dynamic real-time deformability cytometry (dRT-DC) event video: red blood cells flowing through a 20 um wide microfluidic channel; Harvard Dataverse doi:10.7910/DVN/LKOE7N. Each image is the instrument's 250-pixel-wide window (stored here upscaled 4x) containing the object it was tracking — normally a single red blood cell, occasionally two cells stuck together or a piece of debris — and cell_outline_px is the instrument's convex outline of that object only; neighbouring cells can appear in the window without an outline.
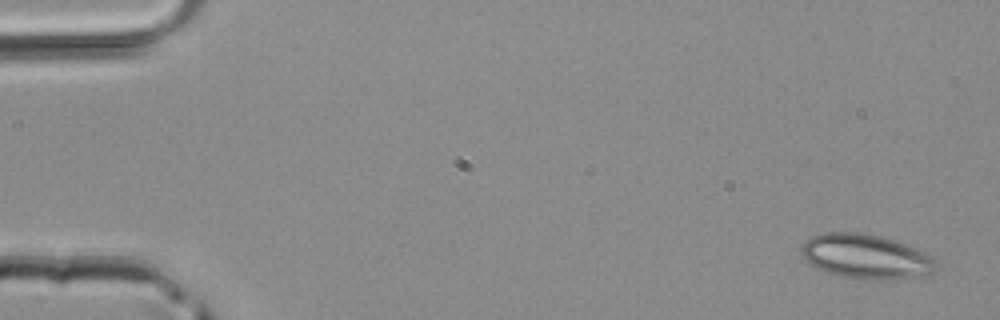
{"species": "common noctule bat (a hibernating species)", "species_latin": "Nyctalus noctula", "temperature_condition": "room temperature", "stored_images_in_passage": 4, "camera_frame_rate_fps": 3000, "um_per_image_px": 0.085, "animal": {"sex": "male", "body_mass_g": 20.4}, "frame": {"image": 1, "passage_image": 1, "time_ms": 0.0, "image_size_px": [1000, 320], "cell_outline_px": [[940, 268], [932, 272], [896, 280], [868, 280], [840, 276], [816, 268], [804, 260], [800, 252], [800, 244], [812, 236], [824, 232], [860, 232], [892, 240], [916, 248], [932, 256], [936, 260]], "centroid_in_image_um": [73.57, 21.81], "position_along_channel_um": 11.4, "area_um2": 35.2}}